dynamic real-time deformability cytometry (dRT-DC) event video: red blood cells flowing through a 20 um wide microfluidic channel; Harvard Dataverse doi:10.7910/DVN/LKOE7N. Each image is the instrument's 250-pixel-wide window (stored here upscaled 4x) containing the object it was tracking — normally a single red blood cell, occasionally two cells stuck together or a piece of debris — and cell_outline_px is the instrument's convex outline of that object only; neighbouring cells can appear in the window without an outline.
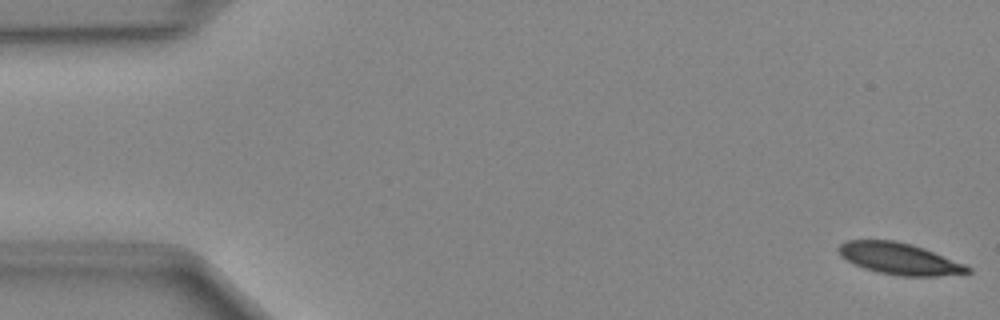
{"species": "Egyptian fruit bat (a non-hibernating species)", "species_latin": "Rousettus aegyptiacus", "temperature_condition": "cold", "stored_images_in_passage": 49, "camera_frame_rate_fps": 3000, "um_per_image_px": 0.085, "animal": {"sex": "female"}, "frame": {"image": 1, "passage_image": 1, "time_ms": 0.0, "image_size_px": [1000, 320], "cell_outline_px": [[972, 272], [936, 276], [900, 276], [880, 272], [864, 268], [840, 256], [836, 248], [840, 244], [848, 240], [892, 240], [912, 244], [924, 248], [964, 264], [972, 268]], "centroid_in_image_um": [76.44, 21.98], "position_along_channel_um": 8.6, "area_um2": 23.52}}
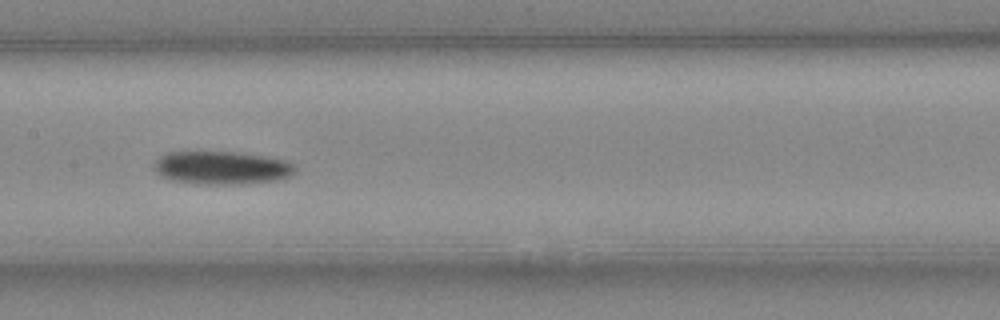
{"frame": {"image": 2, "passage_image": 24, "time_ms": 7.667, "image_size_px": [1000, 320], "cell_outline_px": [[296, 172], [292, 176], [276, 180], [248, 184], [196, 184], [172, 180], [160, 176], [156, 172], [156, 160], [160, 156], [168, 152], [236, 152], [284, 160], [292, 164], [296, 168]], "centroid_in_image_um": [18.86, 14.28], "position_along_channel_um": 188.5, "area_um2": 27.17}}
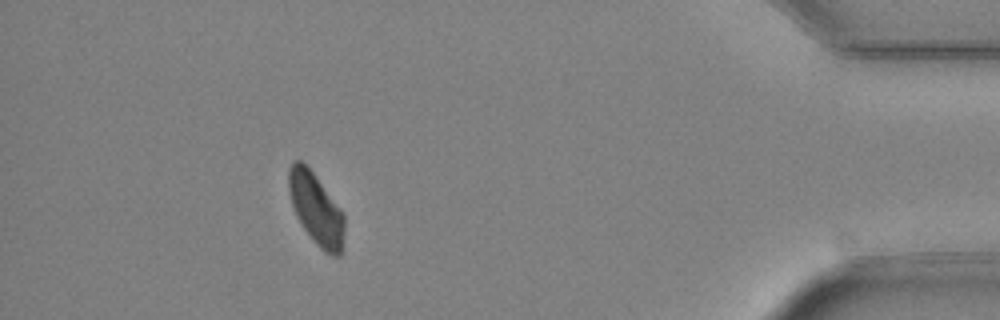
{"frame": {"image": 3, "passage_image": 44, "time_ms": 14.333, "image_size_px": [1000, 320], "cell_outline_px": [[344, 232], [340, 256], [332, 256], [324, 252], [316, 244], [304, 228], [296, 216], [292, 204], [288, 188], [288, 168], [292, 160], [300, 160], [312, 172], [344, 212]], "centroid_in_image_um": [26.86, 17.76], "position_along_channel_um": 408.3, "area_um2": 23.12}}